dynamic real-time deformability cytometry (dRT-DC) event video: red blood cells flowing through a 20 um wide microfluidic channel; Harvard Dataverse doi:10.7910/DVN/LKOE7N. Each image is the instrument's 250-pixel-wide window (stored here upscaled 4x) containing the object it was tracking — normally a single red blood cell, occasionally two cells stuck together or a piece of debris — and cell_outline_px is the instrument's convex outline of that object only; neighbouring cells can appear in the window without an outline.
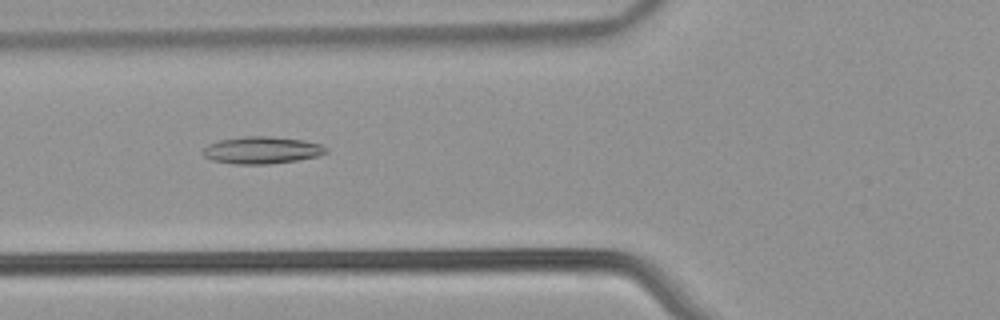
{"species": "common noctule bat (a hibernating species)", "species_latin": "Nyctalus noctula", "temperature_condition": "warm", "stored_images_in_passage": 51, "camera_frame_rate_fps": 3000, "um_per_image_px": 0.085, "animal": {"sex": "male", "body_mass_g": 21.5, "forearm_length_mm": 52.0}, "frame": {"image": 1, "passage_image": 21, "time_ms": 6.667, "image_size_px": [1000, 320], "cell_outline_px": [[328, 152], [320, 156], [296, 160], [268, 164], [232, 164], [212, 160], [204, 156], [204, 148], [208, 144], [220, 140], [244, 136], [268, 136], [300, 140], [320, 144], [328, 148]], "centroid_in_image_um": [22.26, 12.77], "position_along_channel_um": 103.5, "area_um2": 19.36}}
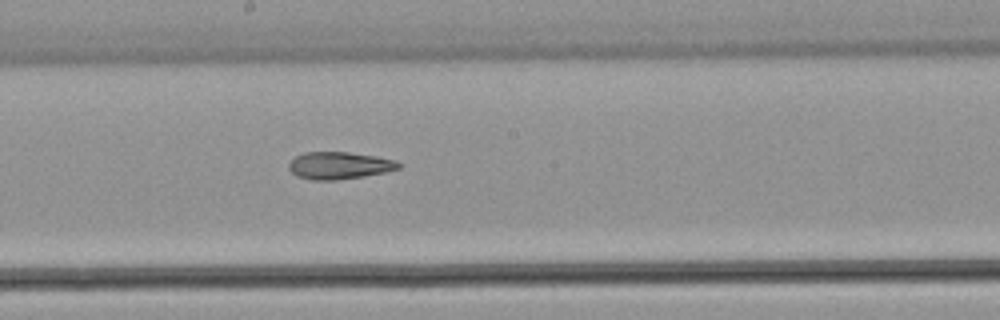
{"frame": {"image": 2, "passage_image": 30, "time_ms": 9.667, "image_size_px": [1000, 320], "cell_outline_px": [[400, 168], [384, 172], [364, 176], [336, 180], [312, 180], [296, 176], [288, 168], [288, 164], [296, 156], [304, 152], [348, 152], [376, 156], [396, 160], [400, 164]], "centroid_in_image_um": [28.82, 14.07], "position_along_channel_um": 219.4, "area_um2": 17.4}}
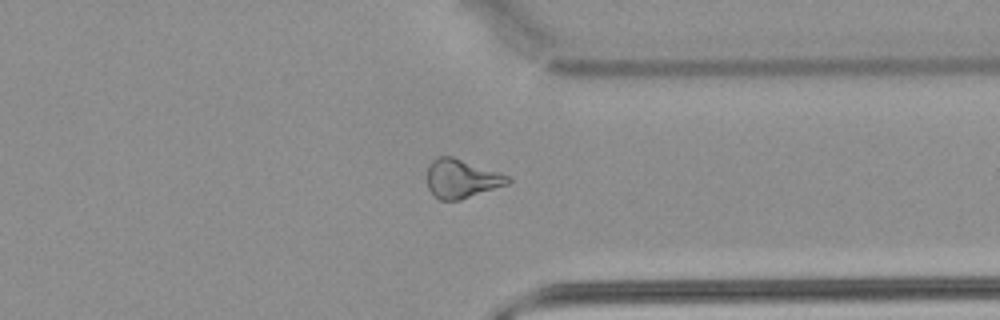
{"frame": {"image": 3, "passage_image": 42, "time_ms": 13.667, "image_size_px": [1000, 320], "cell_outline_px": [[512, 180], [508, 184], [460, 200], [440, 200], [432, 196], [428, 188], [428, 168], [432, 160], [440, 156], [452, 156], [500, 172], [508, 176]], "centroid_in_image_um": [39.23, 15.19], "position_along_channel_um": 372.2, "area_um2": 18.26}, "authors_computed_cell_mechanics": {"area_um2": 18.8428, "velocity_mm_per_s": 3.8581, "shape_relaxation_time_tau1_ms": null, "shape_relaxation_time_tau2_ms": 7.2148, "deformation_change_tau1": null, "deformation_change_tau2": 0.1919}}